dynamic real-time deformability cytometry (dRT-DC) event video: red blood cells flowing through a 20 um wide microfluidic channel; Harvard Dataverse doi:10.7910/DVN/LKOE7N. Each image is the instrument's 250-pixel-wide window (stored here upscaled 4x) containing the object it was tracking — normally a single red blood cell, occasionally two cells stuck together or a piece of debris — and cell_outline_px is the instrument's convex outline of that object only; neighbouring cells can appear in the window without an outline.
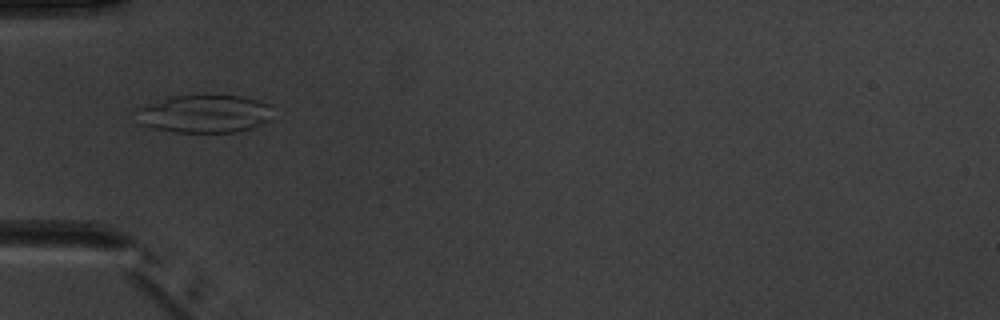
{"species": "common noctule bat (a hibernating species)", "species_latin": "Nyctalus noctula", "temperature_condition": "warm", "stored_images_in_passage": 5, "camera_frame_rate_fps": 3000, "um_per_image_px": 0.085, "animal": {"sex": "male", "body_mass_g": 20.1, "forearm_length_mm": 53.5}, "frame": {"image": 1, "passage_image": 4, "time_ms": 4.667, "image_size_px": [1000, 320], "cell_outline_px": [[272, 120], [252, 128], [236, 132], [176, 132], [152, 128], [140, 124], [132, 108], [168, 96], [204, 92], [240, 96], [256, 100], [268, 104]], "centroid_in_image_um": [17.28, 9.62], "position_along_channel_um": 67.7, "area_um2": 31.5}}
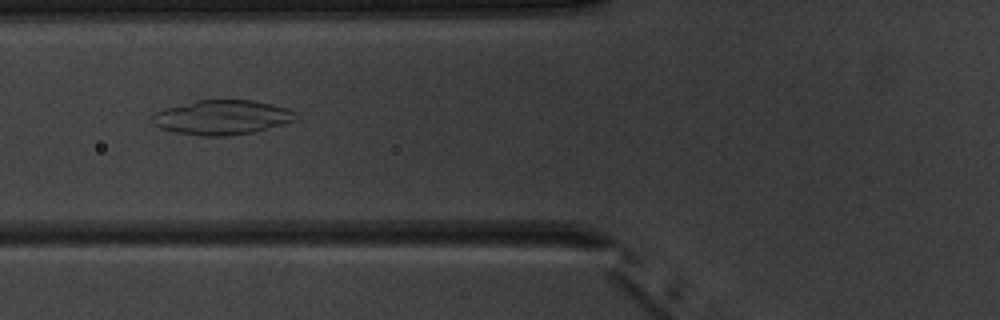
{"frame": {"image": 2, "passage_image": 5, "time_ms": 5.667, "image_size_px": [1000, 320], "cell_outline_px": [[300, 120], [252, 132], [224, 136], [200, 136], [176, 132], [160, 128], [152, 124], [148, 120], [152, 112], [164, 108], [196, 100], [252, 100], [272, 104], [296, 112], [300, 116]], "centroid_in_image_um": [18.83, 9.97], "position_along_channel_um": 107.0, "area_um2": 29.3}}